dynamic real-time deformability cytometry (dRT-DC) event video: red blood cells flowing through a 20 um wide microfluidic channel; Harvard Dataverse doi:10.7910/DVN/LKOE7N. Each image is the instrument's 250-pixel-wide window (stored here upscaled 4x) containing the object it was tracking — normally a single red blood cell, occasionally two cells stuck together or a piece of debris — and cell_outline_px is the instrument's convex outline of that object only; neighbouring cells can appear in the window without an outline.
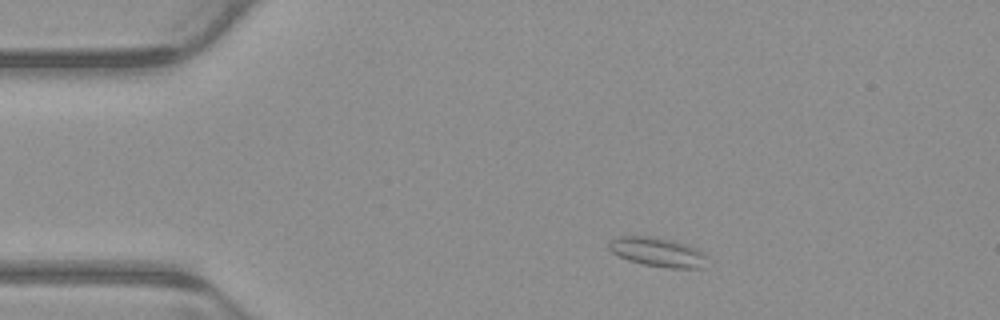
{"species": "common noctule bat (a hibernating species)", "species_latin": "Nyctalus noctula", "temperature_condition": "warm", "stored_images_in_passage": 4, "camera_frame_rate_fps": 3000, "um_per_image_px": 0.085, "animal": {"sex": "male", "body_mass_g": 23.1, "forearm_length_mm": 52.7}, "frame": {"image": 1, "passage_image": 2, "time_ms": 0.333, "image_size_px": [1000, 320], "cell_outline_px": [[708, 256], [704, 268], [664, 268], [644, 264], [628, 260], [612, 252], [608, 248], [608, 244], [612, 240], [620, 236], [656, 236], [672, 240], [696, 248], [704, 252]], "centroid_in_image_um": [55.94, 21.43], "position_along_channel_um": 29.1, "area_um2": 16.82}}
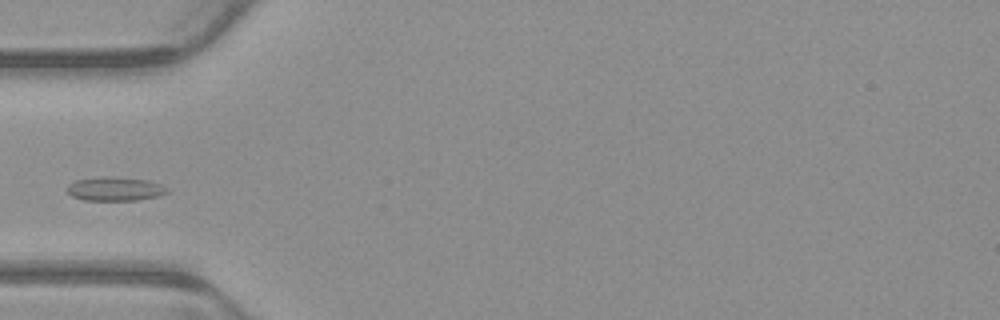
{"frame": {"image": 2, "passage_image": 4, "time_ms": 1.0, "image_size_px": [1000, 320], "cell_outline_px": [[168, 192], [160, 196], [136, 200], [84, 200], [72, 196], [68, 192], [68, 184], [76, 180], [108, 176], [112, 176], [148, 180], [160, 184], [168, 188]], "centroid_in_image_um": [9.8, 16.05], "position_along_channel_um": 75.2, "area_um2": 13.87}}